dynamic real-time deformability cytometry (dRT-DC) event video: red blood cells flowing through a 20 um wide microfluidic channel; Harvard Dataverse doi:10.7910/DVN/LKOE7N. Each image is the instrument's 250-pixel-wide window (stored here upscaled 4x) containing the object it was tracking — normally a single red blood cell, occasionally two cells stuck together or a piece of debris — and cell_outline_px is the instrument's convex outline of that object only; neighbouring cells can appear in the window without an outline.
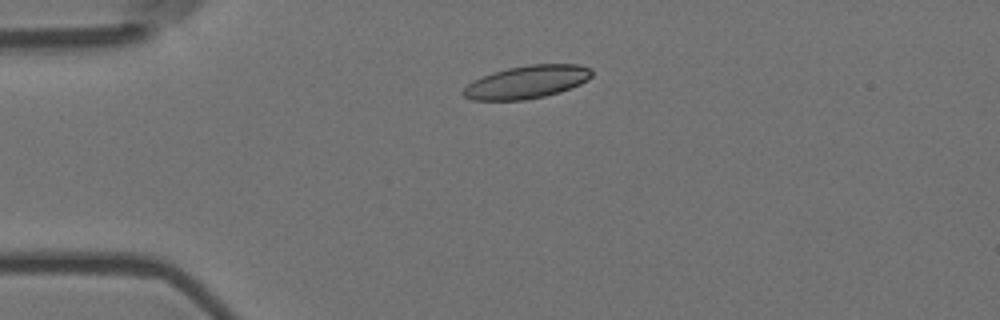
{"species": "Egyptian fruit bat (a non-hibernating species)", "species_latin": "Rousettus aegyptiacus", "temperature_condition": "room temperature", "stored_images_in_passage": 5, "camera_frame_rate_fps": 3000, "um_per_image_px": 0.085, "animal": {"sex": "female"}, "frame": {"image": 1, "passage_image": 4, "time_ms": 1.0, "image_size_px": [1000, 320], "cell_outline_px": [[592, 76], [588, 80], [580, 84], [560, 92], [544, 96], [524, 100], [472, 100], [464, 96], [460, 92], [472, 80], [492, 72], [508, 68], [528, 64], [580, 64], [592, 68]], "centroid_in_image_um": [44.78, 6.96], "position_along_channel_um": 40.2, "area_um2": 24.85}}